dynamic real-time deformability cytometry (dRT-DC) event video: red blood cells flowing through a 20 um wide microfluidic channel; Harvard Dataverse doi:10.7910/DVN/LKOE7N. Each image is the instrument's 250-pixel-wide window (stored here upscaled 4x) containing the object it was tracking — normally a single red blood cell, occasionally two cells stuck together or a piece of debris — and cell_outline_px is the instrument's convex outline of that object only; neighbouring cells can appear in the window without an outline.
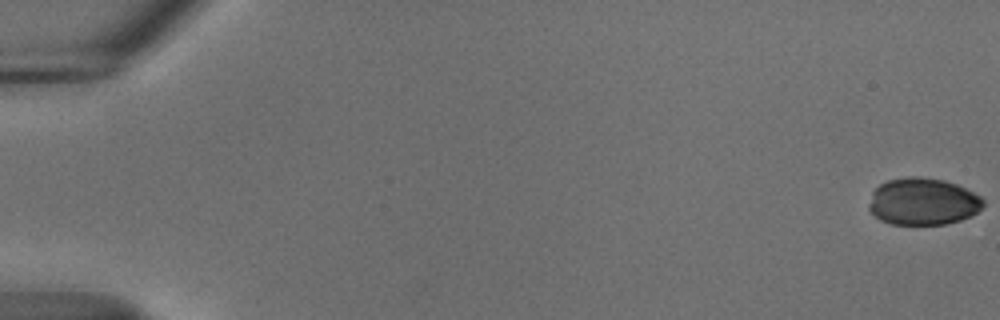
{"species": "common noctule bat (a hibernating species)", "species_latin": "Nyctalus noctula", "temperature_condition": "cold", "stored_images_in_passage": 56, "camera_frame_rate_fps": 3000, "um_per_image_px": 0.085, "animal": {"sex": "male", "body_mass_g": 18.8}, "frame": {"image": 1, "passage_image": 1, "time_ms": 0.0, "image_size_px": [1000, 320], "cell_outline_px": [[984, 204], [972, 216], [960, 220], [944, 224], [892, 224], [880, 220], [868, 208], [868, 204], [872, 192], [880, 184], [888, 180], [908, 176], [920, 176], [944, 180], [956, 184], [980, 196], [984, 200]], "centroid_in_image_um": [78.43, 17.12], "position_along_channel_um": 6.6, "area_um2": 31.33}}
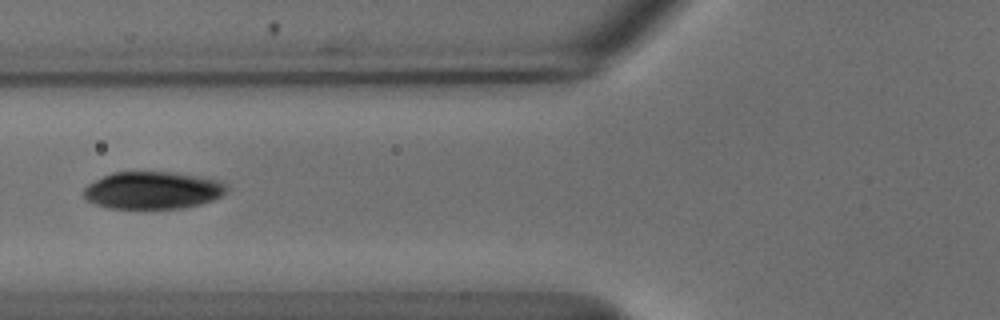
{"frame": {"image": 2, "passage_image": 23, "time_ms": 7.333, "image_size_px": [1000, 320], "cell_outline_px": [[228, 188], [220, 196], [212, 200], [200, 204], [184, 208], [108, 208], [96, 204], [88, 200], [80, 192], [88, 184], [112, 172], [172, 172], [200, 176], [216, 180], [224, 184]], "centroid_in_image_um": [12.94, 16.17], "position_along_channel_um": 112.9, "area_um2": 30.98}}
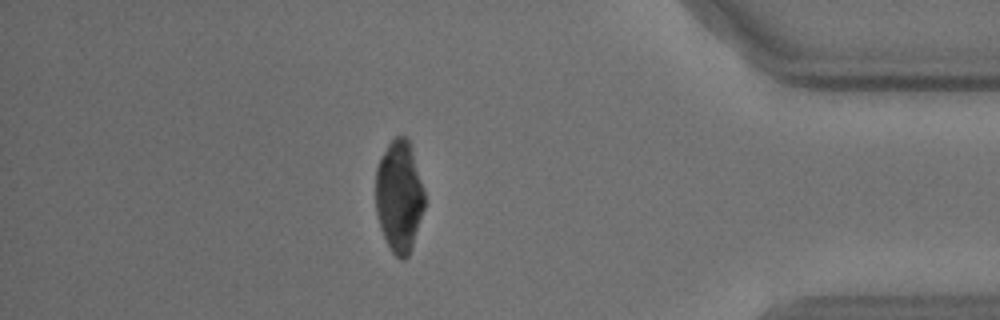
{"frame": {"image": 3, "passage_image": 49, "time_ms": 16.0, "image_size_px": [1000, 320], "cell_outline_px": [[424, 208], [412, 248], [408, 256], [404, 260], [400, 260], [392, 252], [380, 228], [376, 212], [376, 168], [388, 144], [396, 136], [408, 136], [412, 148], [424, 188]], "centroid_in_image_um": [33.94, 16.68], "position_along_channel_um": 401.3, "area_um2": 31.91}}